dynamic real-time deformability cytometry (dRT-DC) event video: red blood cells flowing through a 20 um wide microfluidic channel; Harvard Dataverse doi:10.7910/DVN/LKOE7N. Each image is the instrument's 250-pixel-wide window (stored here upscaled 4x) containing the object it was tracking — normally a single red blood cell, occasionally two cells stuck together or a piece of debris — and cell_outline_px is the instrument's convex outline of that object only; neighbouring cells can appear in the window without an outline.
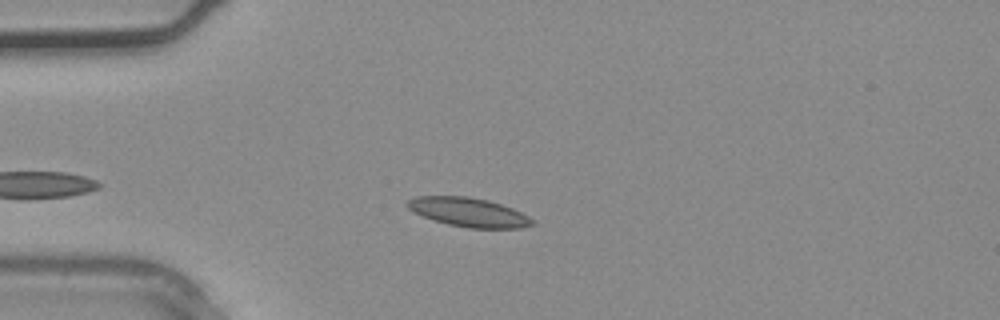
{"species": "common noctule bat (a hibernating species)", "species_latin": "Nyctalus noctula", "temperature_condition": "warm", "stored_images_in_passage": 2, "camera_frame_rate_fps": 3000, "um_per_image_px": 0.085, "animal": {"sex": "male", "body_mass_g": 20.4}, "frame": {"image": 1, "passage_image": 2, "time_ms": 0.333, "image_size_px": [1000, 320], "cell_outline_px": [[536, 224], [520, 228], [468, 228], [448, 224], [432, 220], [408, 208], [404, 204], [408, 200], [416, 196], [468, 196], [488, 200], [512, 208], [536, 220]], "centroid_in_image_um": [39.85, 18.04], "position_along_channel_um": 45.1, "area_um2": 21.15}}